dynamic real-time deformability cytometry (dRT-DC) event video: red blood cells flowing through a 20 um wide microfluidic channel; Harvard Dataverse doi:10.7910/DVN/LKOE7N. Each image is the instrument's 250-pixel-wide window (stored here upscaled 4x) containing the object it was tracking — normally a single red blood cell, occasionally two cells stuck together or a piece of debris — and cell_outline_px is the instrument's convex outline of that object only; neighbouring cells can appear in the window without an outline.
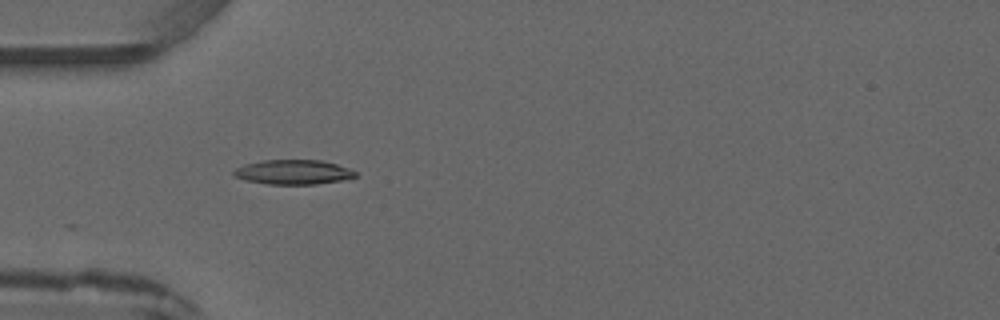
{"species": "common noctule bat (a hibernating species)", "species_latin": "Nyctalus noctula", "temperature_condition": "warm", "stored_images_in_passage": 3, "camera_frame_rate_fps": 3000, "um_per_image_px": 0.085, "animal": {"sex": "male", "forearm_length_mm": 52.5}, "frame": {"image": 1, "passage_image": 2, "time_ms": 1.333, "image_size_px": [1000, 320], "cell_outline_px": [[356, 176], [340, 180], [316, 184], [268, 184], [244, 180], [236, 176], [232, 172], [236, 168], [244, 164], [264, 160], [320, 160], [336, 164], [348, 168], [356, 172]], "centroid_in_image_um": [24.9, 14.62], "position_along_channel_um": 60.1, "area_um2": 17.22}}
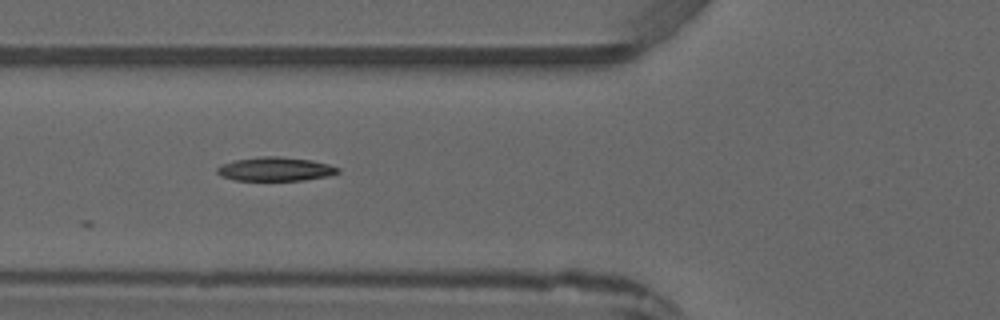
{"frame": {"image": 2, "passage_image": 3, "time_ms": 2.333, "image_size_px": [1000, 320], "cell_outline_px": [[340, 172], [332, 176], [304, 180], [232, 180], [220, 176], [216, 172], [216, 168], [220, 164], [236, 160], [260, 156], [276, 156], [312, 160], [328, 164], [340, 168]], "centroid_in_image_um": [23.41, 14.37], "position_along_channel_um": 102.4, "area_um2": 16.99}}